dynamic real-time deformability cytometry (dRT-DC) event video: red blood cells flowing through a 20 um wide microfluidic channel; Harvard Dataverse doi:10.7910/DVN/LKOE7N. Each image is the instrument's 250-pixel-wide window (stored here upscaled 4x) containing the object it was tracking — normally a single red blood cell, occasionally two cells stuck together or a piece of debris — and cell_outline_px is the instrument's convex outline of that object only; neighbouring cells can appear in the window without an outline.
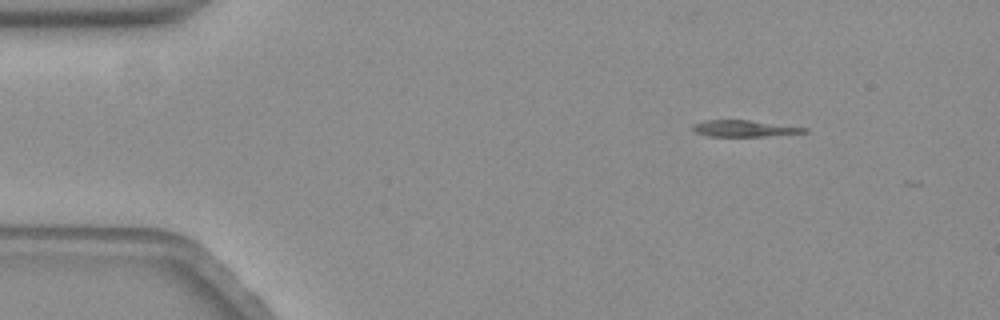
{"species": "common noctule bat (a hibernating species)", "species_latin": "Nyctalus noctula", "temperature_condition": "warm", "stored_images_in_passage": 6, "camera_frame_rate_fps": 3000, "um_per_image_px": 0.085, "animal": {"sex": "female", "body_mass_g": 19.3, "forearm_length_mm": 54.1}, "frame": {"image": 1, "passage_image": 1, "time_ms": 0.0, "image_size_px": [1000, 320], "cell_outline_px": [[808, 132], [764, 136], [708, 136], [696, 132], [692, 128], [692, 124], [704, 120], [748, 120], [808, 128]], "centroid_in_image_um": [63.22, 10.91], "position_along_channel_um": 21.8, "area_um2": 10.52}}